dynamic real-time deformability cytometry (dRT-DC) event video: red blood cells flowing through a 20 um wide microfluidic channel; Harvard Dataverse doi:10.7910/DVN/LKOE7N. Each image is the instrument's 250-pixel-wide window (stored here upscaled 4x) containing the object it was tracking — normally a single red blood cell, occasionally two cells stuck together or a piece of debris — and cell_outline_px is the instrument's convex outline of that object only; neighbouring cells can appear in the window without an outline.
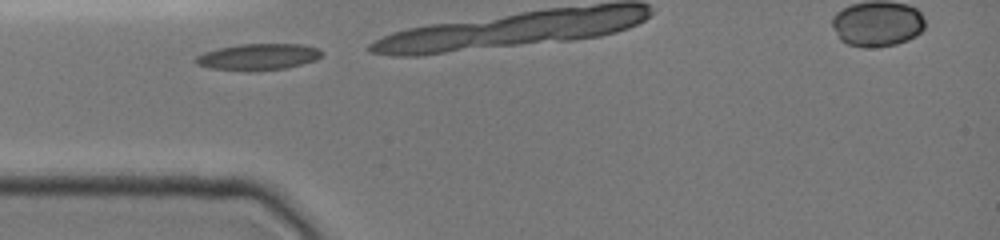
{"species": "common noctule bat (a hibernating species)", "species_latin": "Nyctalus noctula", "temperature_condition": "cold", "stored_images_in_passage": 4, "camera_frame_rate_fps": 3000, "um_per_image_px": 0.085, "animal": {"sex": "female", "body_mass_g": 19.0, "forearm_length_mm": 51.5}, "frame": {"image": 1, "passage_image": 1, "time_ms": 0.0, "image_size_px": [1000, 240], "cell_outline_px": [[324, 52], [316, 60], [288, 68], [252, 72], [248, 72], [212, 68], [196, 64], [192, 60], [196, 56], [204, 52], [220, 48], [240, 44], [300, 44], [320, 48]], "centroid_in_image_um": [21.96, 4.85], "position_along_channel_um": 63.0, "area_um2": 19.71}}